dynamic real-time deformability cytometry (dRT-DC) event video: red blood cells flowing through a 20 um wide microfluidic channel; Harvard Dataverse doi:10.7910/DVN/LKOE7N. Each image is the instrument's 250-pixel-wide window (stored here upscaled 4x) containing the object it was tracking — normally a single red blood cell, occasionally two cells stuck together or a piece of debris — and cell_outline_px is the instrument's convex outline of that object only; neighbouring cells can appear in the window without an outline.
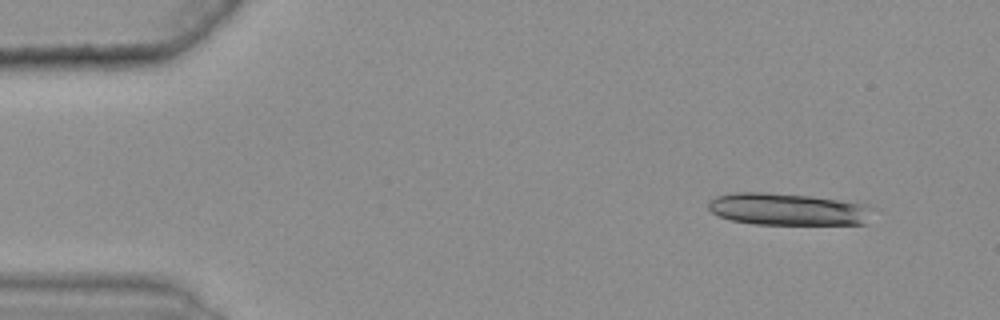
{"species": "common noctule bat (a hibernating species)", "species_latin": "Nyctalus noctula", "temperature_condition": "warm", "stored_images_in_passage": 23, "segment_of_instrument_passage": [1, 2], "camera_frame_rate_fps": 3000, "um_per_image_px": 0.085, "animal": {"sex": "female", "body_mass_g": 25.1}, "frame": {"image": 1, "passage_image": 4, "time_ms": 1.0, "image_size_px": [1000, 320], "cell_outline_px": [[876, 208], [868, 224], [752, 224], [732, 220], [720, 216], [712, 212], [708, 208], [708, 204], [716, 196], [736, 192], [764, 192], [812, 196], [868, 204]], "centroid_in_image_um": [67.07, 17.79], "position_along_channel_um": 17.9, "area_um2": 31.1}}